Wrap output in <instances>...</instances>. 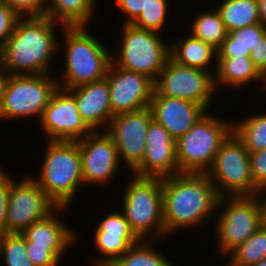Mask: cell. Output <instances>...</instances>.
<instances>
[{"label":"cell","instance_id":"1","mask_svg":"<svg viewBox=\"0 0 266 266\" xmlns=\"http://www.w3.org/2000/svg\"><path fill=\"white\" fill-rule=\"evenodd\" d=\"M162 191L165 237L184 229L197 230L216 216L220 197L206 173L162 178Z\"/></svg>","mask_w":266,"mask_h":266},{"label":"cell","instance_id":"2","mask_svg":"<svg viewBox=\"0 0 266 266\" xmlns=\"http://www.w3.org/2000/svg\"><path fill=\"white\" fill-rule=\"evenodd\" d=\"M64 27L47 16L20 17L0 52V66L11 75L53 74L52 61L62 42L56 31Z\"/></svg>","mask_w":266,"mask_h":266},{"label":"cell","instance_id":"3","mask_svg":"<svg viewBox=\"0 0 266 266\" xmlns=\"http://www.w3.org/2000/svg\"><path fill=\"white\" fill-rule=\"evenodd\" d=\"M89 30L88 26L64 27L61 30L64 46L59 43V54L65 53V69L60 73L62 77L56 75L59 88L69 90L106 78L112 62V50L109 51L106 44Z\"/></svg>","mask_w":266,"mask_h":266},{"label":"cell","instance_id":"4","mask_svg":"<svg viewBox=\"0 0 266 266\" xmlns=\"http://www.w3.org/2000/svg\"><path fill=\"white\" fill-rule=\"evenodd\" d=\"M40 173L31 177L57 207H70L84 187L77 141H47Z\"/></svg>","mask_w":266,"mask_h":266},{"label":"cell","instance_id":"5","mask_svg":"<svg viewBox=\"0 0 266 266\" xmlns=\"http://www.w3.org/2000/svg\"><path fill=\"white\" fill-rule=\"evenodd\" d=\"M129 179L121 195V211L130 229L140 240L166 239L162 178L138 177L132 174Z\"/></svg>","mask_w":266,"mask_h":266},{"label":"cell","instance_id":"6","mask_svg":"<svg viewBox=\"0 0 266 266\" xmlns=\"http://www.w3.org/2000/svg\"><path fill=\"white\" fill-rule=\"evenodd\" d=\"M232 133L233 119L207 112L176 140L179 173H207L219 148Z\"/></svg>","mask_w":266,"mask_h":266},{"label":"cell","instance_id":"7","mask_svg":"<svg viewBox=\"0 0 266 266\" xmlns=\"http://www.w3.org/2000/svg\"><path fill=\"white\" fill-rule=\"evenodd\" d=\"M121 27L122 33L117 41L119 44L113 50L114 54H111L112 63L155 81L170 57V43L162 39L163 35L158 32L141 29L133 24H123Z\"/></svg>","mask_w":266,"mask_h":266},{"label":"cell","instance_id":"8","mask_svg":"<svg viewBox=\"0 0 266 266\" xmlns=\"http://www.w3.org/2000/svg\"><path fill=\"white\" fill-rule=\"evenodd\" d=\"M216 214L213 228L216 247L225 257L263 225L262 205L257 195L220 197Z\"/></svg>","mask_w":266,"mask_h":266},{"label":"cell","instance_id":"9","mask_svg":"<svg viewBox=\"0 0 266 266\" xmlns=\"http://www.w3.org/2000/svg\"><path fill=\"white\" fill-rule=\"evenodd\" d=\"M206 174L219 197L255 196L261 190L251 176L249 152L234 132L221 145Z\"/></svg>","mask_w":266,"mask_h":266},{"label":"cell","instance_id":"10","mask_svg":"<svg viewBox=\"0 0 266 266\" xmlns=\"http://www.w3.org/2000/svg\"><path fill=\"white\" fill-rule=\"evenodd\" d=\"M51 75H11L0 106V119L19 120L35 116L39 121L59 87L55 75Z\"/></svg>","mask_w":266,"mask_h":266},{"label":"cell","instance_id":"11","mask_svg":"<svg viewBox=\"0 0 266 266\" xmlns=\"http://www.w3.org/2000/svg\"><path fill=\"white\" fill-rule=\"evenodd\" d=\"M215 95L213 73L179 64L169 57L154 81L152 96L188 100L202 105L209 112Z\"/></svg>","mask_w":266,"mask_h":266},{"label":"cell","instance_id":"12","mask_svg":"<svg viewBox=\"0 0 266 266\" xmlns=\"http://www.w3.org/2000/svg\"><path fill=\"white\" fill-rule=\"evenodd\" d=\"M56 208L57 205L45 194L30 173L17 180L10 175L6 233L21 234Z\"/></svg>","mask_w":266,"mask_h":266},{"label":"cell","instance_id":"13","mask_svg":"<svg viewBox=\"0 0 266 266\" xmlns=\"http://www.w3.org/2000/svg\"><path fill=\"white\" fill-rule=\"evenodd\" d=\"M37 123L47 141H78L93 132L80 116L75 97L59 87Z\"/></svg>","mask_w":266,"mask_h":266},{"label":"cell","instance_id":"14","mask_svg":"<svg viewBox=\"0 0 266 266\" xmlns=\"http://www.w3.org/2000/svg\"><path fill=\"white\" fill-rule=\"evenodd\" d=\"M153 120L150 107L115 115L106 130L113 138L122 164L133 171L143 160L146 135ZM123 161V162H122Z\"/></svg>","mask_w":266,"mask_h":266},{"label":"cell","instance_id":"15","mask_svg":"<svg viewBox=\"0 0 266 266\" xmlns=\"http://www.w3.org/2000/svg\"><path fill=\"white\" fill-rule=\"evenodd\" d=\"M77 142L84 186H109L122 165L113 138L106 131H94Z\"/></svg>","mask_w":266,"mask_h":266},{"label":"cell","instance_id":"16","mask_svg":"<svg viewBox=\"0 0 266 266\" xmlns=\"http://www.w3.org/2000/svg\"><path fill=\"white\" fill-rule=\"evenodd\" d=\"M106 79L113 116L149 107L154 81L148 76L117 67L111 62Z\"/></svg>","mask_w":266,"mask_h":266},{"label":"cell","instance_id":"17","mask_svg":"<svg viewBox=\"0 0 266 266\" xmlns=\"http://www.w3.org/2000/svg\"><path fill=\"white\" fill-rule=\"evenodd\" d=\"M132 174L151 178H165L179 174L176 140L154 120L149 124L143 160Z\"/></svg>","mask_w":266,"mask_h":266},{"label":"cell","instance_id":"18","mask_svg":"<svg viewBox=\"0 0 266 266\" xmlns=\"http://www.w3.org/2000/svg\"><path fill=\"white\" fill-rule=\"evenodd\" d=\"M153 120L177 140L208 111L197 103L166 96H152L149 105Z\"/></svg>","mask_w":266,"mask_h":266},{"label":"cell","instance_id":"19","mask_svg":"<svg viewBox=\"0 0 266 266\" xmlns=\"http://www.w3.org/2000/svg\"><path fill=\"white\" fill-rule=\"evenodd\" d=\"M76 99L83 121L94 131H106L111 119L110 89L106 78L68 90Z\"/></svg>","mask_w":266,"mask_h":266},{"label":"cell","instance_id":"20","mask_svg":"<svg viewBox=\"0 0 266 266\" xmlns=\"http://www.w3.org/2000/svg\"><path fill=\"white\" fill-rule=\"evenodd\" d=\"M67 209L69 208L57 207L47 217L26 228L21 233L25 238V245L45 246L62 259L65 253L72 249L70 247L76 245V240L78 241L76 232L60 217V214L64 215Z\"/></svg>","mask_w":266,"mask_h":266},{"label":"cell","instance_id":"21","mask_svg":"<svg viewBox=\"0 0 266 266\" xmlns=\"http://www.w3.org/2000/svg\"><path fill=\"white\" fill-rule=\"evenodd\" d=\"M217 69L214 75L216 91L222 88L239 89L250 83L259 84L266 90V79L255 68L250 56L236 58H217ZM218 89V90H217Z\"/></svg>","mask_w":266,"mask_h":266},{"label":"cell","instance_id":"22","mask_svg":"<svg viewBox=\"0 0 266 266\" xmlns=\"http://www.w3.org/2000/svg\"><path fill=\"white\" fill-rule=\"evenodd\" d=\"M174 40L170 43L169 52L173 61L188 67L213 72L215 75L217 69V64H214L217 63L216 49L203 40L193 37L189 32L186 37L183 35V39L180 37L177 41ZM212 66H215L214 70H212Z\"/></svg>","mask_w":266,"mask_h":266},{"label":"cell","instance_id":"23","mask_svg":"<svg viewBox=\"0 0 266 266\" xmlns=\"http://www.w3.org/2000/svg\"><path fill=\"white\" fill-rule=\"evenodd\" d=\"M97 3V0H45V16L65 27H89Z\"/></svg>","mask_w":266,"mask_h":266},{"label":"cell","instance_id":"24","mask_svg":"<svg viewBox=\"0 0 266 266\" xmlns=\"http://www.w3.org/2000/svg\"><path fill=\"white\" fill-rule=\"evenodd\" d=\"M266 36V26L262 23L228 32L217 58H236L250 56L261 40Z\"/></svg>","mask_w":266,"mask_h":266},{"label":"cell","instance_id":"25","mask_svg":"<svg viewBox=\"0 0 266 266\" xmlns=\"http://www.w3.org/2000/svg\"><path fill=\"white\" fill-rule=\"evenodd\" d=\"M221 1L216 5V9L220 13L227 32L261 23L257 0Z\"/></svg>","mask_w":266,"mask_h":266},{"label":"cell","instance_id":"26","mask_svg":"<svg viewBox=\"0 0 266 266\" xmlns=\"http://www.w3.org/2000/svg\"><path fill=\"white\" fill-rule=\"evenodd\" d=\"M93 240L101 256L93 257L92 266H111L124 255L140 239L136 235H120L113 233H94ZM104 255V256H102Z\"/></svg>","mask_w":266,"mask_h":266},{"label":"cell","instance_id":"27","mask_svg":"<svg viewBox=\"0 0 266 266\" xmlns=\"http://www.w3.org/2000/svg\"><path fill=\"white\" fill-rule=\"evenodd\" d=\"M189 32L193 37L203 40L216 50L221 47L228 34L216 8L198 13L193 19Z\"/></svg>","mask_w":266,"mask_h":266},{"label":"cell","instance_id":"28","mask_svg":"<svg viewBox=\"0 0 266 266\" xmlns=\"http://www.w3.org/2000/svg\"><path fill=\"white\" fill-rule=\"evenodd\" d=\"M155 241L158 240H139L111 266H177L156 249Z\"/></svg>","mask_w":266,"mask_h":266},{"label":"cell","instance_id":"29","mask_svg":"<svg viewBox=\"0 0 266 266\" xmlns=\"http://www.w3.org/2000/svg\"><path fill=\"white\" fill-rule=\"evenodd\" d=\"M253 114L233 121V132L249 153L266 149V113Z\"/></svg>","mask_w":266,"mask_h":266},{"label":"cell","instance_id":"30","mask_svg":"<svg viewBox=\"0 0 266 266\" xmlns=\"http://www.w3.org/2000/svg\"><path fill=\"white\" fill-rule=\"evenodd\" d=\"M227 258L233 266H251L266 259V227L262 225L248 240L232 250Z\"/></svg>","mask_w":266,"mask_h":266},{"label":"cell","instance_id":"31","mask_svg":"<svg viewBox=\"0 0 266 266\" xmlns=\"http://www.w3.org/2000/svg\"><path fill=\"white\" fill-rule=\"evenodd\" d=\"M5 266H34L22 234L5 233L0 235V262Z\"/></svg>","mask_w":266,"mask_h":266},{"label":"cell","instance_id":"32","mask_svg":"<svg viewBox=\"0 0 266 266\" xmlns=\"http://www.w3.org/2000/svg\"><path fill=\"white\" fill-rule=\"evenodd\" d=\"M168 1L170 0H148L145 10H142V13L132 24L138 28L162 34L165 31L164 28L170 12Z\"/></svg>","mask_w":266,"mask_h":266},{"label":"cell","instance_id":"33","mask_svg":"<svg viewBox=\"0 0 266 266\" xmlns=\"http://www.w3.org/2000/svg\"><path fill=\"white\" fill-rule=\"evenodd\" d=\"M102 218L100 222L97 223V227L93 229V233L135 235V233L130 229L129 224L122 211L114 210L110 213L105 214V216Z\"/></svg>","mask_w":266,"mask_h":266},{"label":"cell","instance_id":"34","mask_svg":"<svg viewBox=\"0 0 266 266\" xmlns=\"http://www.w3.org/2000/svg\"><path fill=\"white\" fill-rule=\"evenodd\" d=\"M8 5L19 17L45 16V0H8Z\"/></svg>","mask_w":266,"mask_h":266},{"label":"cell","instance_id":"35","mask_svg":"<svg viewBox=\"0 0 266 266\" xmlns=\"http://www.w3.org/2000/svg\"><path fill=\"white\" fill-rule=\"evenodd\" d=\"M19 18L8 4L0 5V52L6 46Z\"/></svg>","mask_w":266,"mask_h":266},{"label":"cell","instance_id":"36","mask_svg":"<svg viewBox=\"0 0 266 266\" xmlns=\"http://www.w3.org/2000/svg\"><path fill=\"white\" fill-rule=\"evenodd\" d=\"M26 248L34 266H60L61 259L50 248L40 245H26Z\"/></svg>","mask_w":266,"mask_h":266},{"label":"cell","instance_id":"37","mask_svg":"<svg viewBox=\"0 0 266 266\" xmlns=\"http://www.w3.org/2000/svg\"><path fill=\"white\" fill-rule=\"evenodd\" d=\"M249 163L254 183L260 188H266V149L250 152Z\"/></svg>","mask_w":266,"mask_h":266},{"label":"cell","instance_id":"38","mask_svg":"<svg viewBox=\"0 0 266 266\" xmlns=\"http://www.w3.org/2000/svg\"><path fill=\"white\" fill-rule=\"evenodd\" d=\"M114 2L123 13V24H132L148 4V0H114Z\"/></svg>","mask_w":266,"mask_h":266},{"label":"cell","instance_id":"39","mask_svg":"<svg viewBox=\"0 0 266 266\" xmlns=\"http://www.w3.org/2000/svg\"><path fill=\"white\" fill-rule=\"evenodd\" d=\"M10 172L0 175V235L6 233L7 208L10 194Z\"/></svg>","mask_w":266,"mask_h":266},{"label":"cell","instance_id":"40","mask_svg":"<svg viewBox=\"0 0 266 266\" xmlns=\"http://www.w3.org/2000/svg\"><path fill=\"white\" fill-rule=\"evenodd\" d=\"M255 68L266 79V36L250 54Z\"/></svg>","mask_w":266,"mask_h":266},{"label":"cell","instance_id":"41","mask_svg":"<svg viewBox=\"0 0 266 266\" xmlns=\"http://www.w3.org/2000/svg\"><path fill=\"white\" fill-rule=\"evenodd\" d=\"M11 74L0 66V106L6 94Z\"/></svg>","mask_w":266,"mask_h":266},{"label":"cell","instance_id":"42","mask_svg":"<svg viewBox=\"0 0 266 266\" xmlns=\"http://www.w3.org/2000/svg\"><path fill=\"white\" fill-rule=\"evenodd\" d=\"M262 205V219L263 225L266 227V188H263L257 194Z\"/></svg>","mask_w":266,"mask_h":266},{"label":"cell","instance_id":"43","mask_svg":"<svg viewBox=\"0 0 266 266\" xmlns=\"http://www.w3.org/2000/svg\"><path fill=\"white\" fill-rule=\"evenodd\" d=\"M261 23L266 26V0H257Z\"/></svg>","mask_w":266,"mask_h":266},{"label":"cell","instance_id":"44","mask_svg":"<svg viewBox=\"0 0 266 266\" xmlns=\"http://www.w3.org/2000/svg\"><path fill=\"white\" fill-rule=\"evenodd\" d=\"M251 266H266V259L261 260L260 262L253 264Z\"/></svg>","mask_w":266,"mask_h":266},{"label":"cell","instance_id":"45","mask_svg":"<svg viewBox=\"0 0 266 266\" xmlns=\"http://www.w3.org/2000/svg\"><path fill=\"white\" fill-rule=\"evenodd\" d=\"M8 4V0H0V5Z\"/></svg>","mask_w":266,"mask_h":266},{"label":"cell","instance_id":"46","mask_svg":"<svg viewBox=\"0 0 266 266\" xmlns=\"http://www.w3.org/2000/svg\"><path fill=\"white\" fill-rule=\"evenodd\" d=\"M3 164L0 165V175L5 171V169H3L4 166H2Z\"/></svg>","mask_w":266,"mask_h":266},{"label":"cell","instance_id":"47","mask_svg":"<svg viewBox=\"0 0 266 266\" xmlns=\"http://www.w3.org/2000/svg\"><path fill=\"white\" fill-rule=\"evenodd\" d=\"M227 264L226 265H224V266H233L229 261L228 262H226Z\"/></svg>","mask_w":266,"mask_h":266}]
</instances>
